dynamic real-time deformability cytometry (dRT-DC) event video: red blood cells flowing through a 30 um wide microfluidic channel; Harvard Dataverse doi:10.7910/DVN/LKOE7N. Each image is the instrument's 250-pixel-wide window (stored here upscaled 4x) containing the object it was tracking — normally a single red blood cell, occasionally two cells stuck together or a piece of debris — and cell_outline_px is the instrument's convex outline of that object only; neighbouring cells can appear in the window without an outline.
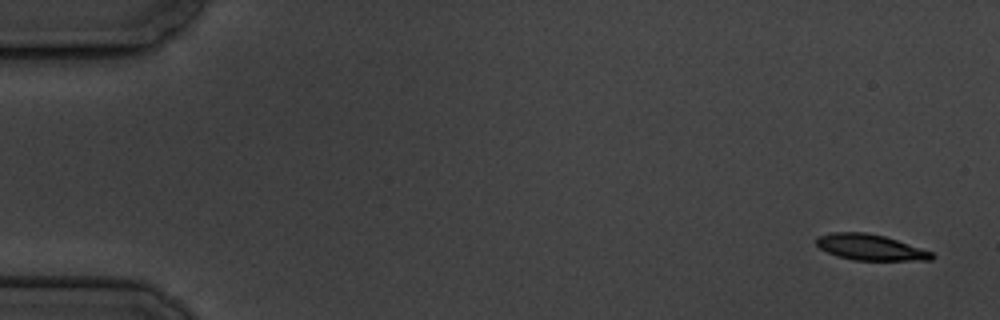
{"species": "common noctule bat (a hibernating species)", "species_latin": "Nyctalus noctula", "temperature_condition": "cold", "stored_images_in_passage": 6, "segment_of_instrument_passage": [1, 2], "camera_frame_rate_fps": 3000, "um_per_image_px": 0.085, "animal": {"sex": "male", "body_mass_g": 19.5, "forearm_length_mm": 54.6}, "frame": {"image": 1, "passage_image": 1, "time_ms": 0.0, "image_size_px": [1000, 320], "cell_outline_px": [[936, 256], [932, 260], [852, 260], [836, 256], [820, 248], [816, 244], [816, 236], [832, 232], [864, 232], [884, 236], [932, 252]], "centroid_in_image_um": [73.94, 21.02], "position_along_channel_um": 11.1, "area_um2": 17.34}}